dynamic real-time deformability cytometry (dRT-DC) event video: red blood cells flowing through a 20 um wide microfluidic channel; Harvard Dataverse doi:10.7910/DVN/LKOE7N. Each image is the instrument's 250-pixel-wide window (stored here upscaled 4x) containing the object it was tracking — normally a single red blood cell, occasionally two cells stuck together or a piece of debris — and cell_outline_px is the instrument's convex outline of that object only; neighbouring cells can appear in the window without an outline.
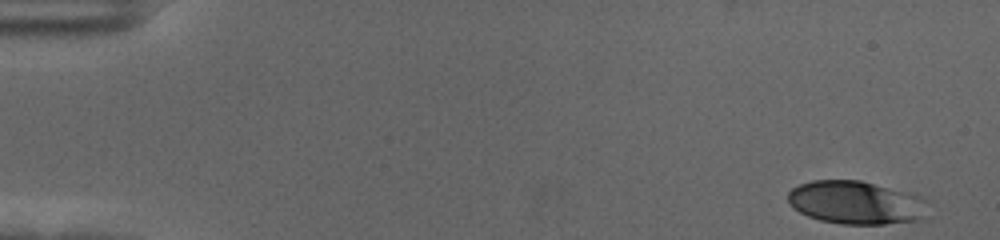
{"species": "human", "species_latin": "Homo sapiens", "temperature_condition": "cold", "stored_images_in_passage": 55, "camera_frame_rate_fps": 3000, "um_per_image_px": 0.085, "donor": {"sex": "female"}, "frame": {"image": 1, "passage_image": 1, "time_ms": 0.0, "image_size_px": [1000, 240], "cell_outline_px": [[924, 200], [916, 220], [884, 224], [840, 224], [820, 220], [808, 216], [792, 208], [788, 204], [788, 192], [792, 188], [800, 184], [812, 180], [860, 180], [912, 192], [920, 196]], "centroid_in_image_um": [72.63, 17.19], "position_along_channel_um": 12.4, "area_um2": 34.85}}
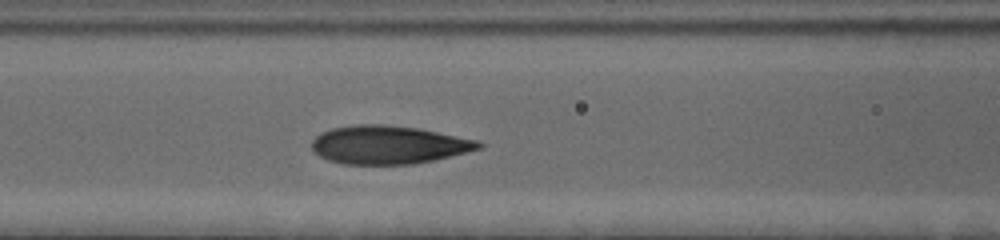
{"frame": {"image": 2, "passage_image": 23, "time_ms": 7.333, "image_size_px": [1000, 240], "cell_outline_px": [[484, 144], [480, 148], [432, 160], [412, 164], [344, 164], [328, 160], [320, 156], [312, 148], [312, 140], [320, 132], [332, 128], [356, 124], [384, 124], [420, 128], [476, 140]], "centroid_in_image_um": [32.98, 12.29], "position_along_channel_um": 133.6, "area_um2": 36.99}}
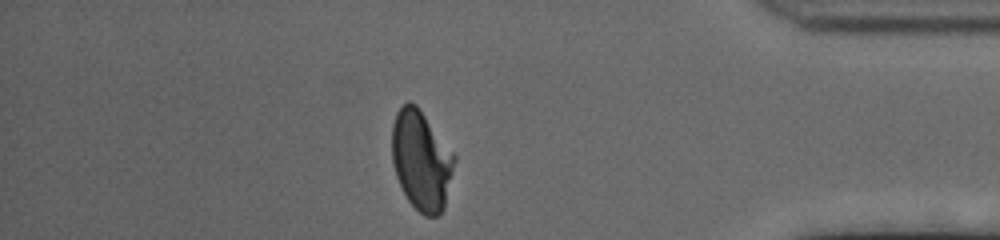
{"frame": {"image": 3, "passage_image": 48, "time_ms": 15.667, "image_size_px": [1000, 240], "cell_outline_px": [[456, 160], [444, 208], [436, 216], [424, 216], [408, 200], [396, 176], [392, 164], [392, 124], [396, 112], [408, 100], [416, 104], [420, 108], [456, 156]], "centroid_in_image_um": [35.81, 13.6], "position_along_channel_um": 399.4, "area_um2": 36.3}, "authors_computed_cell_mechanics": {"area_um2": 36.3562, "velocity_mm_per_s": 3.5548, "shape_relaxation_time_tau1_ms": 4.9474, "shape_relaxation_time_tau2_ms": 1.1332, "deformation_change_tau1": 0.1837, "deformation_change_tau2": 0.0706}}